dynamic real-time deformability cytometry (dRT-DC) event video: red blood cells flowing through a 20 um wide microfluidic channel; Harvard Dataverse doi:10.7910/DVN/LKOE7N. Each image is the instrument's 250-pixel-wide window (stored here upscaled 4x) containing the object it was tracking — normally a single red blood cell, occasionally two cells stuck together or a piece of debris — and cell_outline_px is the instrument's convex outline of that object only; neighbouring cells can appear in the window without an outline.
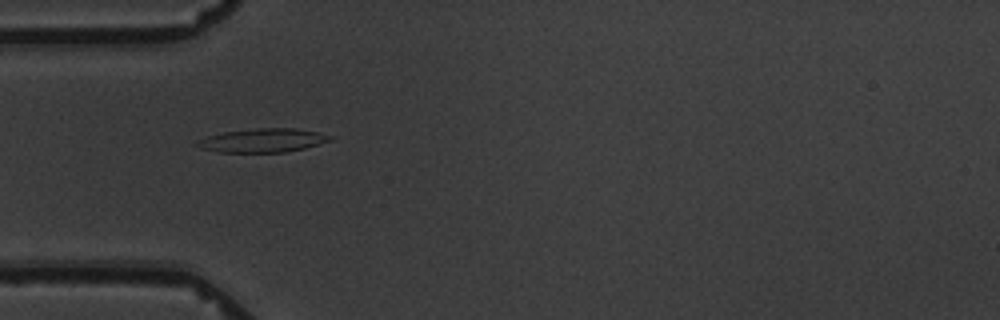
{"species": "common noctule bat (a hibernating species)", "species_latin": "Nyctalus noctula", "temperature_condition": "warm", "stored_images_in_passage": 3, "camera_frame_rate_fps": 3000, "um_per_image_px": 0.085, "animal": {"sex": "male", "body_mass_g": 19.5, "forearm_length_mm": 54.6}, "frame": {"image": 1, "passage_image": 2, "time_ms": 1.333, "image_size_px": [1000, 320], "cell_outline_px": [[332, 140], [304, 148], [284, 152], [220, 152], [200, 148], [196, 144], [200, 140], [208, 136], [224, 132], [256, 128], [296, 128], [316, 132], [332, 136]], "centroid_in_image_um": [22.35, 11.93], "position_along_channel_um": 62.6, "area_um2": 18.09}}
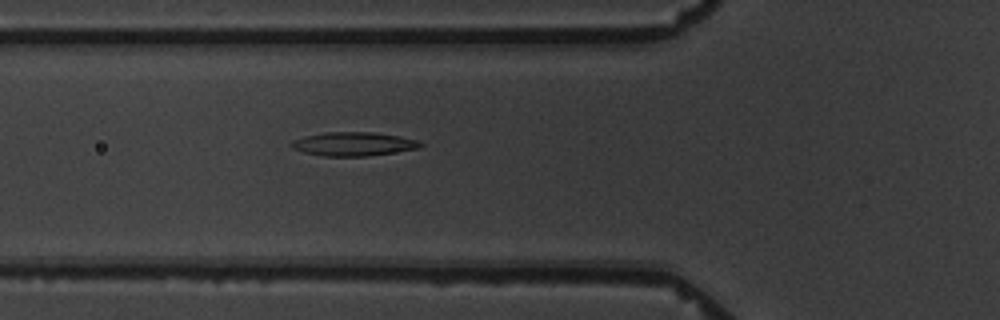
{"frame": {"image": 2, "passage_image": 3, "time_ms": 2.333, "image_size_px": [1000, 320], "cell_outline_px": [[424, 144], [420, 148], [368, 156], [324, 156], [304, 152], [292, 148], [292, 140], [304, 136], [324, 132], [376, 132], [416, 140]], "centroid_in_image_um": [30.03, 12.23], "position_along_channel_um": 95.8, "area_um2": 17.74}}